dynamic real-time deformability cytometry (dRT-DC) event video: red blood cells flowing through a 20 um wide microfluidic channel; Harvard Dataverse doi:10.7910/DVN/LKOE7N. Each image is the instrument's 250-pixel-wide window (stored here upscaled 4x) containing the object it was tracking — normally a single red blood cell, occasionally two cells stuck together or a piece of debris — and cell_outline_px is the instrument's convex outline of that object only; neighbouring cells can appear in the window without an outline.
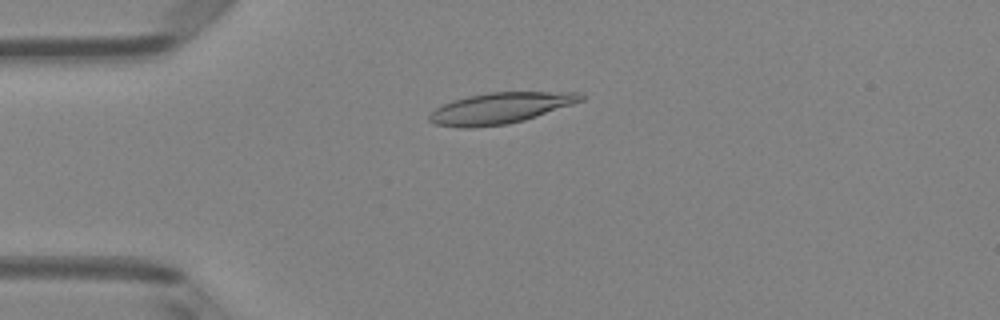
{"species": "Egyptian fruit bat (a non-hibernating species)", "species_latin": "Rousettus aegyptiacus", "temperature_condition": "room temperature", "stored_images_in_passage": 51, "camera_frame_rate_fps": 3000, "um_per_image_px": 0.085, "animal": {"sex": "female"}, "frame": {"image": 1, "passage_image": 13, "time_ms": 4.0, "image_size_px": [1000, 320], "cell_outline_px": [[584, 100], [524, 120], [508, 124], [472, 128], [460, 128], [436, 124], [428, 120], [428, 116], [436, 108], [452, 100], [468, 96], [488, 92], [580, 92], [584, 96]], "centroid_in_image_um": [42.5, 9.19], "position_along_channel_um": 42.5, "area_um2": 27.28}}
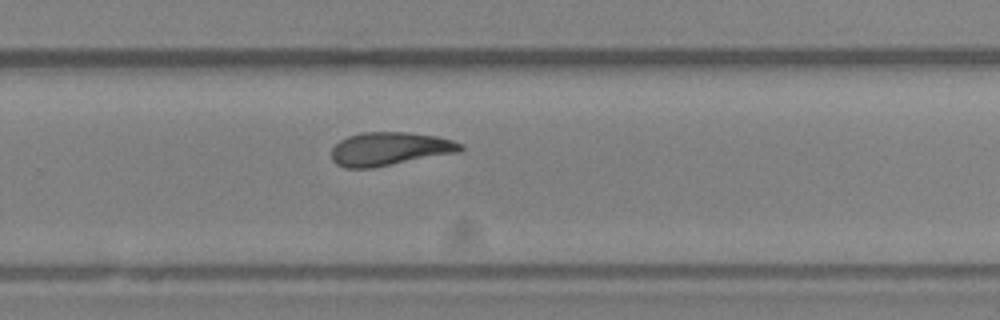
{"frame": {"image": 2, "passage_image": 34, "time_ms": 11.0, "image_size_px": [1000, 320], "cell_outline_px": [[464, 148], [460, 152], [372, 168], [344, 168], [336, 164], [332, 160], [332, 148], [340, 140], [348, 136], [360, 132], [408, 132], [436, 136], [452, 140], [464, 144]], "centroid_in_image_um": [33.13, 12.65], "position_along_channel_um": 296.7, "area_um2": 25.26}}
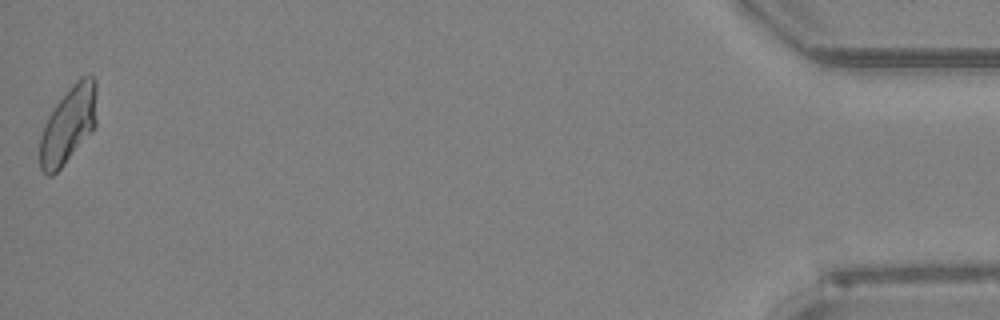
{"frame": {"image": 3, "passage_image": 51, "time_ms": 16.667, "image_size_px": [1000, 320], "cell_outline_px": [[96, 124], [92, 132], [64, 164], [52, 176], [48, 176], [40, 168], [40, 136], [44, 124], [48, 116], [56, 104], [72, 84], [80, 76], [88, 72], [92, 72], [96, 80]], "centroid_in_image_um": [5.84, 10.55], "position_along_channel_um": 429.4, "area_um2": 25.78}, "authors_computed_cell_mechanics": {"area_um2": 25.5476, "velocity_mm_per_s": 3.9959, "shape_relaxation_time_tau1_ms": null, "shape_relaxation_time_tau2_ms": 3.0421, "deformation_change_tau1": null, "deformation_change_tau2": 0.1112}}